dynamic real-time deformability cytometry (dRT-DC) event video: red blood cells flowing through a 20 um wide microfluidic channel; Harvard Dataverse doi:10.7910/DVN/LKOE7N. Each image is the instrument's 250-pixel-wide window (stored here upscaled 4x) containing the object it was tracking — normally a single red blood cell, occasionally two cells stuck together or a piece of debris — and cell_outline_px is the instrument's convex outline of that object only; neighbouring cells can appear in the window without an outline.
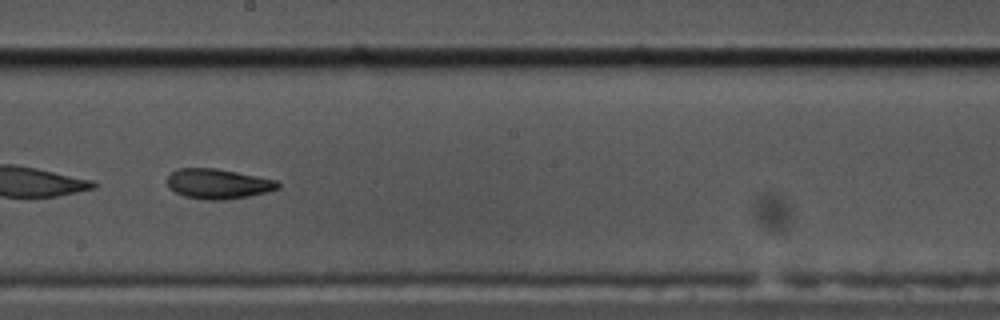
{"species": "common noctule bat (a hibernating species)", "species_latin": "Nyctalus noctula", "temperature_condition": "cold", "stored_images_in_passage": 57, "segment_of_instrument_passage": [2, 2], "camera_frame_rate_fps": 3000, "um_per_image_px": 0.085, "animal": {"sex": "male", "body_mass_g": 17.5, "forearm_length_mm": 52.3}, "frame": {"image": 1, "passage_image": 33, "time_ms": 10.667, "image_size_px": [1000, 320], "cell_outline_px": [[280, 188], [268, 192], [248, 196], [224, 200], [204, 200], [184, 196], [168, 188], [164, 180], [172, 172], [180, 168], [216, 168], [276, 180], [280, 184]], "centroid_in_image_um": [18.5, 15.63], "position_along_channel_um": 229.7, "area_um2": 19.48}}